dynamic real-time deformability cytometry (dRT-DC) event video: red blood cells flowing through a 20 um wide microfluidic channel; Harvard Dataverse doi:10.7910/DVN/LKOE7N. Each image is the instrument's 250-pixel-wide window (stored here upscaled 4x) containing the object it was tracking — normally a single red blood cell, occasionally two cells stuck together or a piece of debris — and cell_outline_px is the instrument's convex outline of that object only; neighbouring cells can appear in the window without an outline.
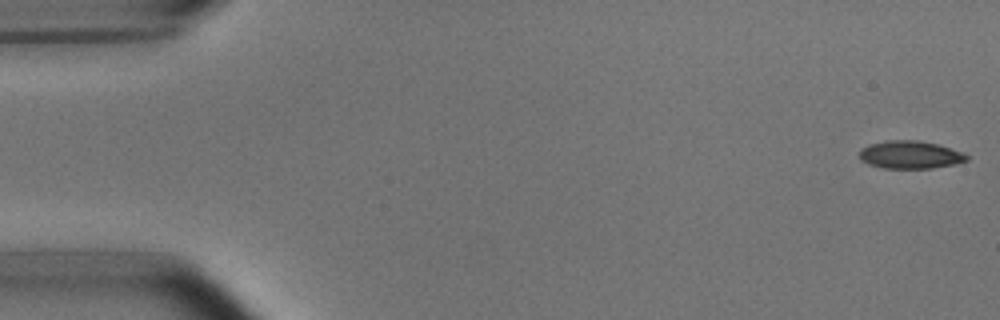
{"species": "common noctule bat (a hibernating species)", "species_latin": "Nyctalus noctula", "temperature_condition": "room temperature", "stored_images_in_passage": 53, "camera_frame_rate_fps": 3000, "um_per_image_px": 0.085, "animal": {"sex": "male", "body_mass_g": 15.6}, "frame": {"image": 1, "passage_image": 1, "time_ms": 0.0, "image_size_px": [1000, 320], "cell_outline_px": [[968, 160], [956, 164], [932, 168], [884, 168], [868, 164], [860, 160], [860, 148], [868, 144], [884, 140], [916, 140], [936, 144], [960, 152], [968, 156]], "centroid_in_image_um": [77.31, 13.15], "position_along_channel_um": 7.7, "area_um2": 17.34}}
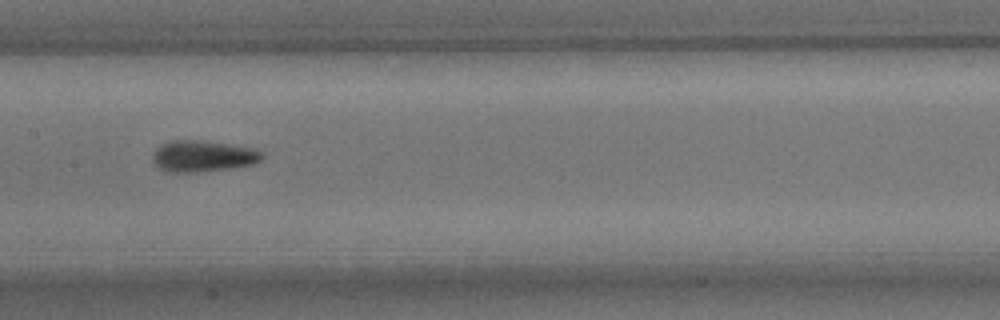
{"frame": {"image": 2, "passage_image": 26, "time_ms": 8.333, "image_size_px": [1000, 320], "cell_outline_px": [[264, 156], [260, 160], [252, 164], [232, 168], [196, 172], [164, 172], [152, 160], [152, 156], [156, 148], [160, 144], [168, 140], [196, 140], [228, 144], [256, 148]], "centroid_in_image_um": [17.21, 13.27], "position_along_channel_um": 190.2, "area_um2": 20.0}}
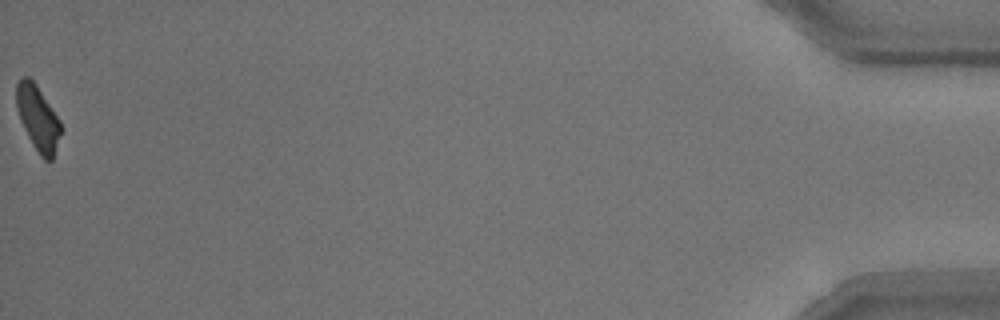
{"frame": {"image": 3, "passage_image": 53, "time_ms": 17.333, "image_size_px": [1000, 320], "cell_outline_px": [[60, 132], [52, 160], [44, 160], [40, 156], [32, 144], [20, 120], [16, 108], [16, 84], [20, 76], [28, 76], [36, 84], [60, 120]], "centroid_in_image_um": [3.18, 10.0], "position_along_channel_um": 432.0, "area_um2": 16.65}, "authors_computed_cell_mechanics": {"area_um2": 18.0914, "velocity_mm_per_s": 3.7789, "shape_relaxation_time_tau1_ms": 3.0925, "shape_relaxation_time_tau2_ms": 2.7861, "deformation_change_tau1": 0.1238, "deformation_change_tau2": 0.1097}}